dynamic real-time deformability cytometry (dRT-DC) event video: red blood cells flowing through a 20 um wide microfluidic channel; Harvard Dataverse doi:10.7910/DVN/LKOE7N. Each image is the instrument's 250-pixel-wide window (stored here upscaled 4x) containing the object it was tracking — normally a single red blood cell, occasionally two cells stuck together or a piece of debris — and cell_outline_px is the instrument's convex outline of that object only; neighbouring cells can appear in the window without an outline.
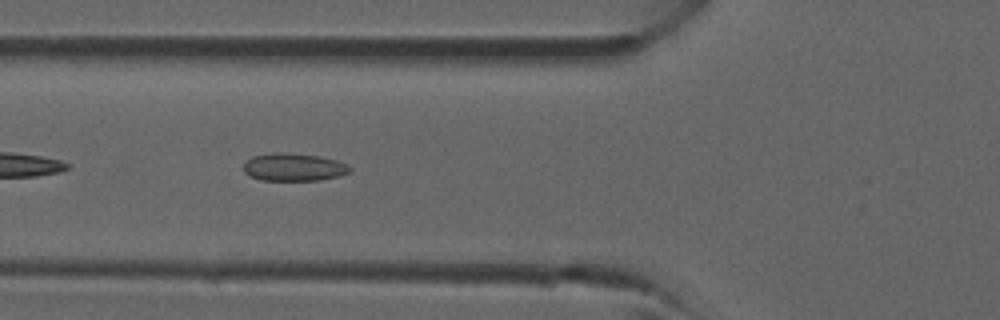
{"species": "common noctule bat (a hibernating species)", "species_latin": "Nyctalus noctula", "temperature_condition": "room temperature", "stored_images_in_passage": 13, "camera_frame_rate_fps": 3000, "um_per_image_px": 0.085, "animal": {"sex": "male", "forearm_length_mm": 52.5}, "frame": {"image": 1, "passage_image": 6, "time_ms": 1.667, "image_size_px": [1000, 320], "cell_outline_px": [[352, 172], [320, 180], [260, 180], [244, 172], [244, 164], [252, 156], [276, 152], [280, 152], [320, 156], [336, 160], [348, 164], [352, 168]], "centroid_in_image_um": [25.0, 14.2], "position_along_channel_um": 100.8, "area_um2": 17.11}}
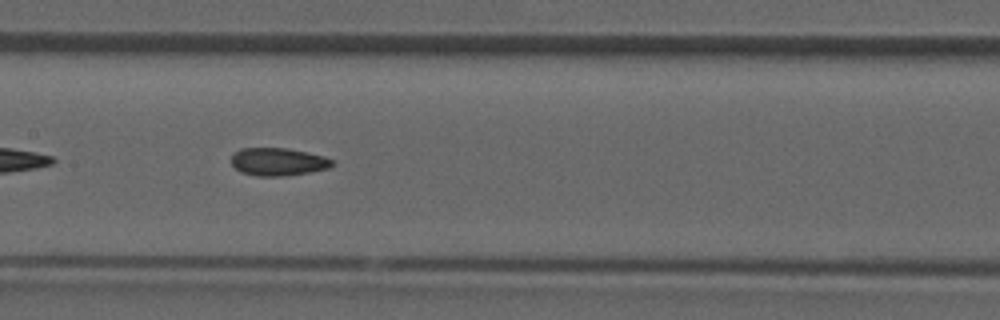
{"frame": {"image": 2, "passage_image": 11, "time_ms": 3.333, "image_size_px": [1000, 320], "cell_outline_px": [[336, 164], [328, 168], [308, 172], [280, 176], [256, 176], [240, 172], [232, 164], [232, 152], [240, 148], [288, 148], [308, 152], [324, 156], [332, 160]], "centroid_in_image_um": [23.62, 13.74], "position_along_channel_um": 183.8, "area_um2": 16.42}}